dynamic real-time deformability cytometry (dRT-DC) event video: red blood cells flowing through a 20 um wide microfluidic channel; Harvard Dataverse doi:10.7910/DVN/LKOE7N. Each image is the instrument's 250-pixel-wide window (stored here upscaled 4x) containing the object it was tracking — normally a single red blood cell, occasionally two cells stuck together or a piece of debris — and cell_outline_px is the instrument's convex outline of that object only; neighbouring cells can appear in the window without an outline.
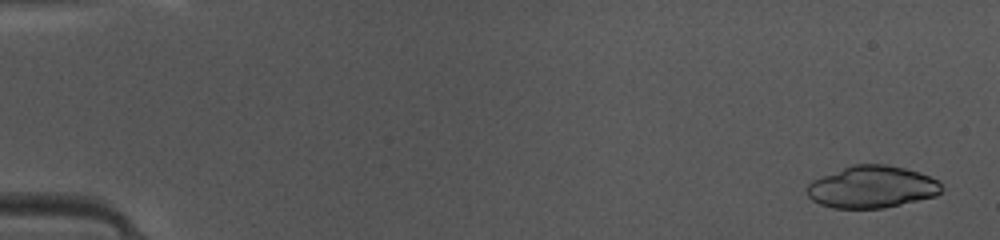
{"species": "common noctule bat (a hibernating species)", "species_latin": "Nyctalus noctula", "temperature_condition": "warm", "stored_images_in_passage": 47, "camera_frame_rate_fps": 3000, "um_per_image_px": 0.085, "animal": {"sex": "female", "body_mass_g": 10.0, "forearm_length_mm": 53.1}, "frame": {"image": 1, "passage_image": 2, "time_ms": 0.333, "image_size_px": [1000, 240], "cell_outline_px": [[944, 188], [936, 196], [884, 208], [832, 208], [820, 204], [812, 200], [808, 196], [804, 188], [812, 180], [852, 164], [884, 164], [904, 168], [920, 172], [940, 180]], "centroid_in_image_um": [74.12, 15.89], "position_along_channel_um": 10.9, "area_um2": 33.29}}
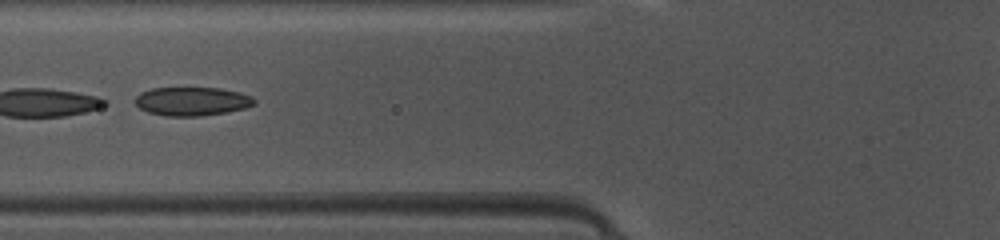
{"frame": {"image": 2, "passage_image": 19, "time_ms": 6.0, "image_size_px": [1000, 240], "cell_outline_px": [[256, 104], [244, 108], [224, 112], [200, 116], [164, 116], [148, 112], [140, 108], [136, 104], [136, 96], [140, 92], [152, 88], [220, 88], [240, 92], [252, 96], [256, 100]], "centroid_in_image_um": [16.33, 8.61], "position_along_channel_um": 109.5, "area_um2": 19.88}}
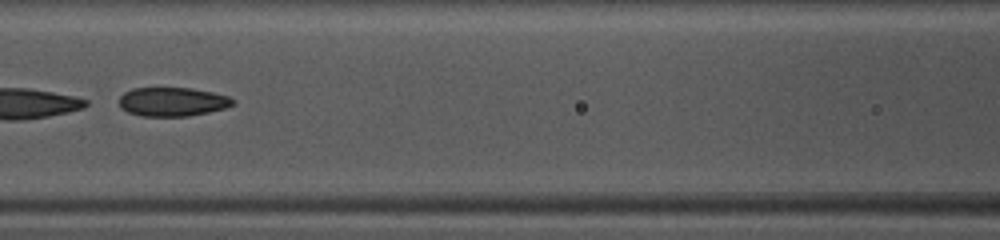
{"frame": {"image": 3, "passage_image": 22, "time_ms": 7.0, "image_size_px": [1000, 240], "cell_outline_px": [[236, 104], [224, 108], [208, 112], [188, 116], [140, 116], [128, 112], [120, 108], [120, 96], [124, 92], [132, 88], [192, 88], [212, 92], [228, 96], [236, 100]], "centroid_in_image_um": [14.66, 8.65], "position_along_channel_um": 151.9, "area_um2": 19.25}}